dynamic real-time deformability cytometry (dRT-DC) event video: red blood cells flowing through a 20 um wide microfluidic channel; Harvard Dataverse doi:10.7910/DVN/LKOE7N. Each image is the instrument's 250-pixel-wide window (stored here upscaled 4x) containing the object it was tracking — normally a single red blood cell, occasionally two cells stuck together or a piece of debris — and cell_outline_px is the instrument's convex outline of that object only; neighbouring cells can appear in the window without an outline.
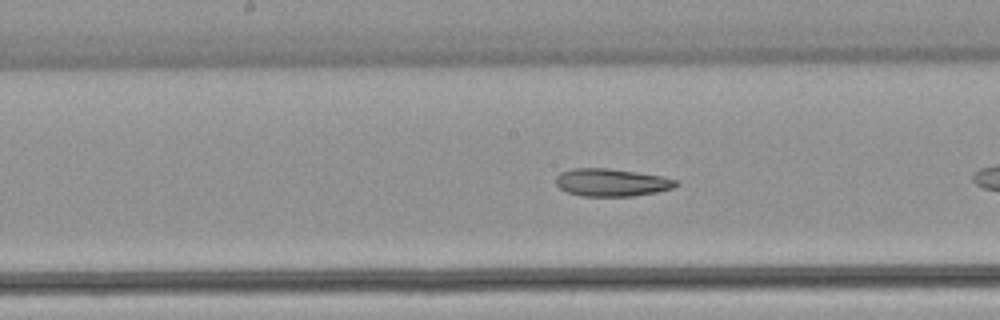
{"species": "common noctule bat (a hibernating species)", "species_latin": "Nyctalus noctula", "temperature_condition": "warm", "stored_images_in_passage": 14, "camera_frame_rate_fps": 3000, "um_per_image_px": 0.085, "animal": {"sex": "female", "body_mass_g": 22.7, "forearm_length_mm": 54.2}, "frame": {"image": 1, "passage_image": 8, "time_ms": 2.333, "image_size_px": [1000, 320], "cell_outline_px": [[680, 184], [672, 188], [656, 192], [632, 196], [584, 196], [568, 192], [560, 188], [556, 184], [556, 176], [560, 172], [572, 168], [608, 168], [664, 176], [680, 180]], "centroid_in_image_um": [52.02, 15.5], "position_along_channel_um": 196.2, "area_um2": 19.48}}